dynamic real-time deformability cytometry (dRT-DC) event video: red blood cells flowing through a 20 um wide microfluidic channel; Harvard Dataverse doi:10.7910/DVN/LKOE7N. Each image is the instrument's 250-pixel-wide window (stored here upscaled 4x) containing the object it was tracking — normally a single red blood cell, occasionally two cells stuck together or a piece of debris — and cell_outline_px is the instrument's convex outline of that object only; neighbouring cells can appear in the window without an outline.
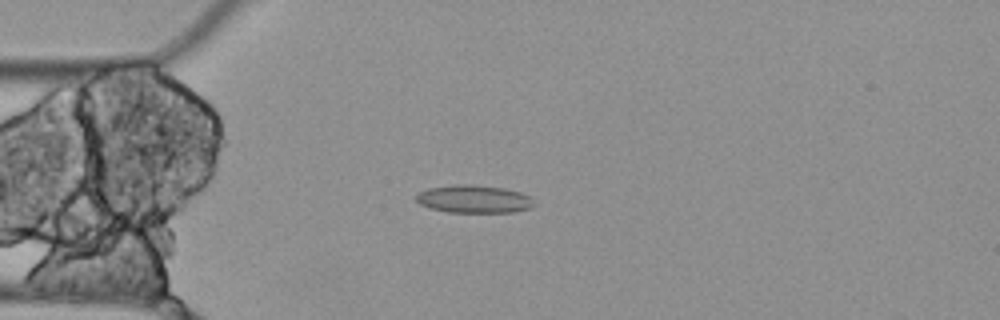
{"species": "Egyptian fruit bat (a non-hibernating species)", "species_latin": "Rousettus aegyptiacus", "temperature_condition": "cold", "stored_images_in_passage": 9, "camera_frame_rate_fps": 3000, "um_per_image_px": 0.085, "animal": {"sex": "female"}, "frame": {"image": 1, "passage_image": 4, "time_ms": 1.0, "image_size_px": [1000, 320], "cell_outline_px": [[536, 204], [532, 208], [512, 212], [448, 212], [428, 208], [420, 204], [416, 200], [416, 192], [428, 188], [452, 184], [472, 184], [504, 188], [520, 192], [528, 196]], "centroid_in_image_um": [40.25, 16.91], "position_along_channel_um": 44.8, "area_um2": 19.36}}
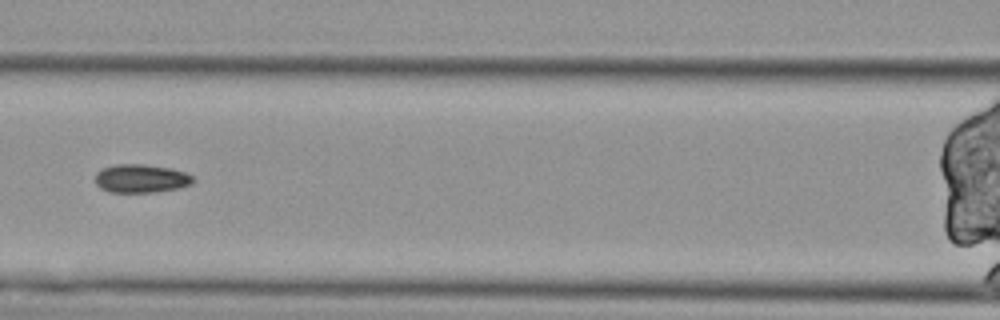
{"frame": {"image": 2, "passage_image": 7, "time_ms": 2.0, "image_size_px": [1000, 320], "cell_outline_px": [[196, 180], [192, 184], [180, 188], [152, 192], [108, 192], [100, 188], [96, 184], [96, 172], [100, 168], [116, 164], [144, 164], [172, 168], [184, 172], [192, 176]], "centroid_in_image_um": [11.99, 15.17], "position_along_channel_um": 154.6, "area_um2": 16.42}}
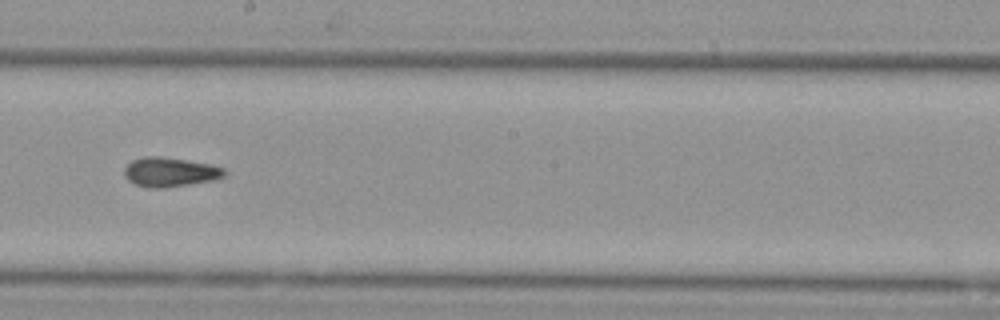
{"frame": {"image": 3, "passage_image": 9, "time_ms": 2.667, "image_size_px": [1000, 320], "cell_outline_px": [[228, 172], [224, 176], [212, 180], [164, 188], [148, 188], [136, 184], [128, 180], [124, 176], [124, 168], [132, 160], [144, 156], [156, 156], [212, 164], [224, 168]], "centroid_in_image_um": [14.44, 14.62], "position_along_channel_um": 233.8, "area_um2": 17.05}}